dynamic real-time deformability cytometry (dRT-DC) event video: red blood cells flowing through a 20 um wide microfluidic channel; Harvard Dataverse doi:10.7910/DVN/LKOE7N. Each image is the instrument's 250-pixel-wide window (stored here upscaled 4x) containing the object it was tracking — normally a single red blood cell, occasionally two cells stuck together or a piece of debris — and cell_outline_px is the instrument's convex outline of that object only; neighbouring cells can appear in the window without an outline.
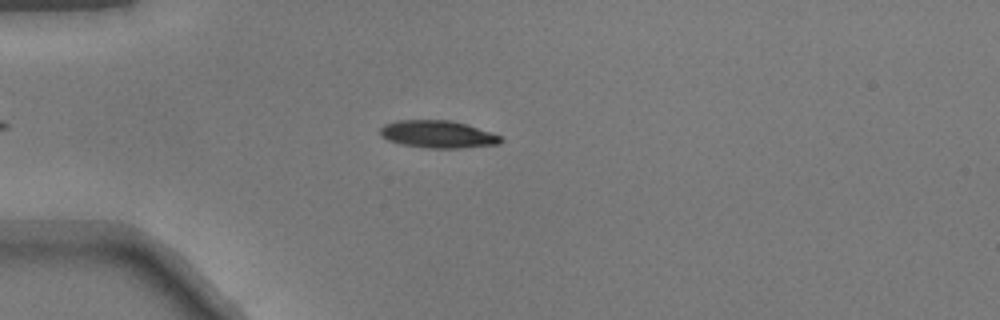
{"species": "common noctule bat (a hibernating species)", "species_latin": "Nyctalus noctula", "temperature_condition": "warm", "stored_images_in_passage": 39, "camera_frame_rate_fps": 3000, "um_per_image_px": 0.085, "animal": {"sex": "male", "body_mass_g": 17.9}, "frame": {"image": 1, "passage_image": 6, "time_ms": 1.667, "image_size_px": [1000, 320], "cell_outline_px": [[504, 140], [500, 144], [460, 148], [424, 148], [400, 144], [388, 140], [380, 136], [380, 128], [384, 124], [396, 120], [452, 120], [468, 124], [492, 132], [500, 136]], "centroid_in_image_um": [37.22, 11.41], "position_along_channel_um": 47.8, "area_um2": 19.59}}
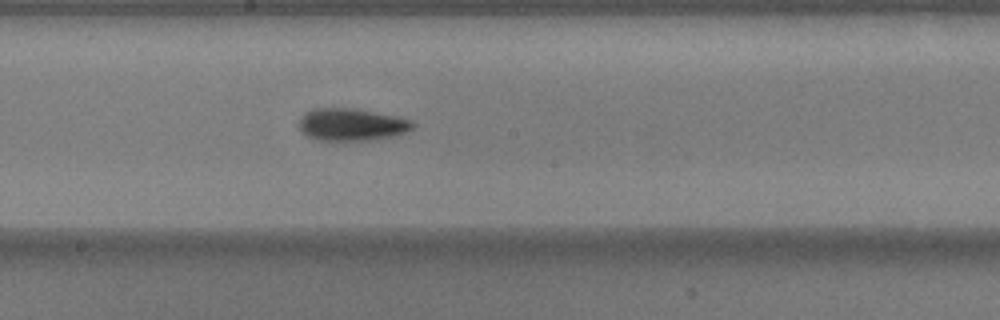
{"frame": {"image": 2, "passage_image": 20, "time_ms": 6.333, "image_size_px": [1000, 320], "cell_outline_px": [[412, 128], [404, 132], [392, 136], [372, 140], [316, 140], [308, 136], [300, 128], [300, 116], [304, 112], [312, 108], [352, 108], [396, 116], [412, 120]], "centroid_in_image_um": [29.84, 10.58], "position_along_channel_um": 218.4, "area_um2": 21.21}}
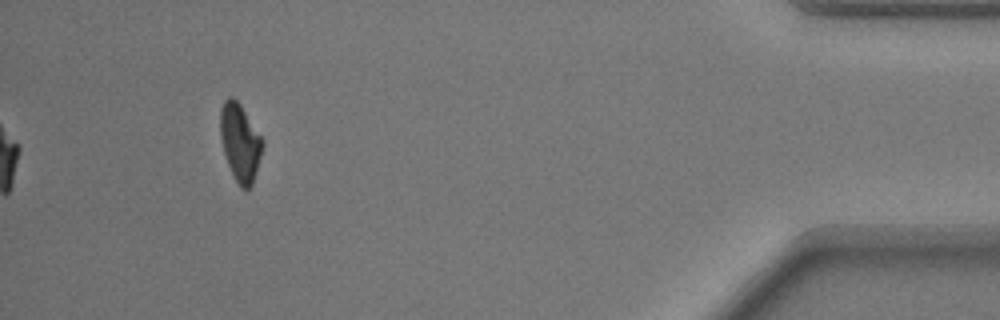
{"frame": {"image": 3, "passage_image": 39, "time_ms": 12.667, "image_size_px": [1000, 320], "cell_outline_px": [[264, 144], [252, 184], [248, 188], [240, 188], [224, 156], [220, 136], [220, 108], [224, 100], [228, 96], [232, 96], [240, 104], [264, 140]], "centroid_in_image_um": [20.39, 12.07], "position_along_channel_um": 414.8, "area_um2": 19.02}}